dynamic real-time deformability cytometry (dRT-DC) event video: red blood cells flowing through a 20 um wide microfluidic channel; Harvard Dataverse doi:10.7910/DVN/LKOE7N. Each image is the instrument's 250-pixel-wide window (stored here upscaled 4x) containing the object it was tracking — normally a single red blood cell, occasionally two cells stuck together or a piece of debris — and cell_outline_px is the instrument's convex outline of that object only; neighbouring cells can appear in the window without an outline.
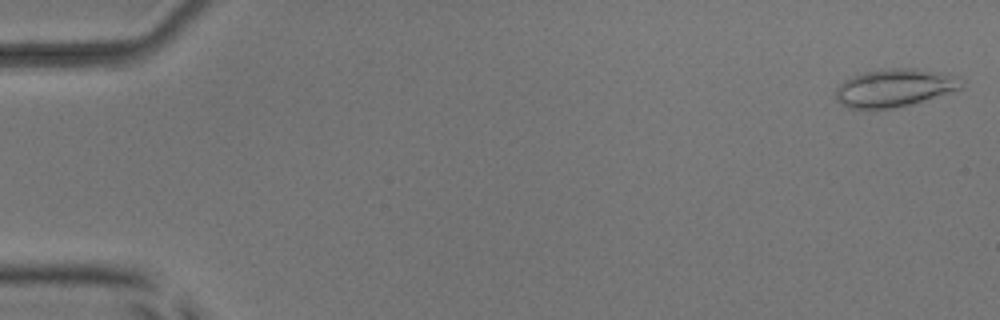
{"species": "common noctule bat (a hibernating species)", "species_latin": "Nyctalus noctula", "temperature_condition": "room temperature", "stored_images_in_passage": 6, "camera_frame_rate_fps": 3000, "um_per_image_px": 0.085, "animal": {"sex": "male", "body_mass_g": 17.9, "forearm_length_mm": 54.2}, "frame": {"image": 1, "passage_image": 1, "time_ms": 0.0, "image_size_px": [1000, 320], "cell_outline_px": [[964, 84], [960, 88], [912, 104], [892, 108], [848, 108], [836, 100], [836, 88], [844, 80], [864, 72], [888, 68], [912, 68], [940, 72], [960, 76], [964, 80]], "centroid_in_image_um": [76.05, 7.45], "position_along_channel_um": 9.0, "area_um2": 27.57}}
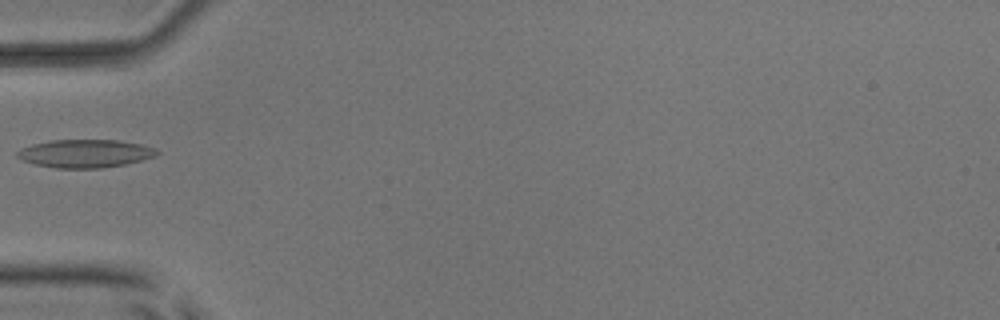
{"frame": {"image": 2, "passage_image": 6, "time_ms": 5.667, "image_size_px": [1000, 320], "cell_outline_px": [[160, 152], [156, 156], [124, 164], [100, 168], [56, 168], [36, 164], [24, 160], [16, 156], [16, 152], [20, 148], [32, 144], [52, 140], [120, 140], [140, 144], [156, 148]], "centroid_in_image_um": [7.24, 13.04], "position_along_channel_um": 77.8, "area_um2": 22.77}}